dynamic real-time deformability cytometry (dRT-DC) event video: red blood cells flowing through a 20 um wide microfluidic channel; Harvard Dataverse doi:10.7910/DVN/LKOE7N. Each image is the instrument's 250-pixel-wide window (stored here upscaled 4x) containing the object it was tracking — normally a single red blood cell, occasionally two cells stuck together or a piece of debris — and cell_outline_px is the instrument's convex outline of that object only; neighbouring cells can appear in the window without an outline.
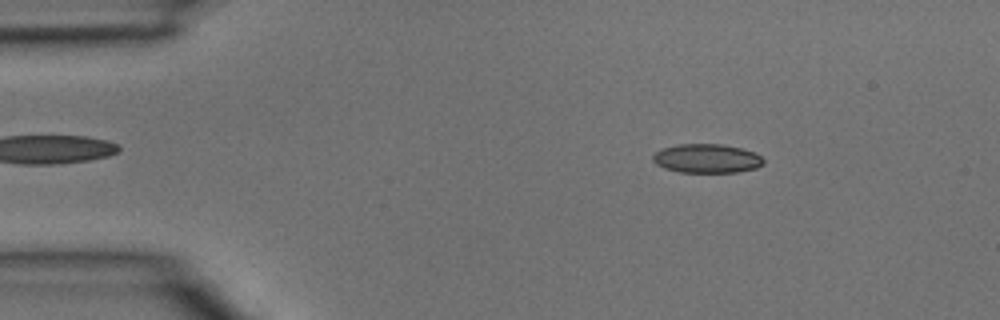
{"species": "common noctule bat (a hibernating species)", "species_latin": "Nyctalus noctula", "temperature_condition": "room temperature", "stored_images_in_passage": 3, "camera_frame_rate_fps": 3000, "um_per_image_px": 0.085, "animal": {"sex": "male", "body_mass_g": 15.6}, "frame": {"image": 1, "passage_image": 1, "time_ms": 0.0, "image_size_px": [1000, 320], "cell_outline_px": [[764, 164], [756, 168], [736, 172], [680, 172], [664, 168], [656, 164], [652, 160], [652, 156], [656, 152], [664, 148], [680, 144], [720, 144], [740, 148], [756, 152], [764, 160]], "centroid_in_image_um": [60.09, 13.47], "position_along_channel_um": 24.9, "area_um2": 18.61}}
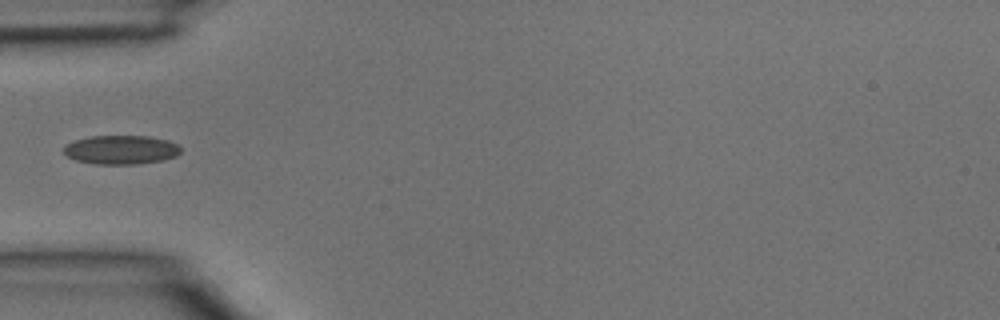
{"frame": {"image": 2, "passage_image": 3, "time_ms": 0.667, "image_size_px": [1000, 320], "cell_outline_px": [[180, 152], [176, 156], [164, 160], [136, 164], [96, 164], [76, 160], [68, 156], [64, 152], [64, 148], [68, 144], [76, 140], [92, 136], [148, 136], [168, 140], [176, 144], [180, 148]], "centroid_in_image_um": [10.32, 12.73], "position_along_channel_um": 74.7, "area_um2": 19.54}}